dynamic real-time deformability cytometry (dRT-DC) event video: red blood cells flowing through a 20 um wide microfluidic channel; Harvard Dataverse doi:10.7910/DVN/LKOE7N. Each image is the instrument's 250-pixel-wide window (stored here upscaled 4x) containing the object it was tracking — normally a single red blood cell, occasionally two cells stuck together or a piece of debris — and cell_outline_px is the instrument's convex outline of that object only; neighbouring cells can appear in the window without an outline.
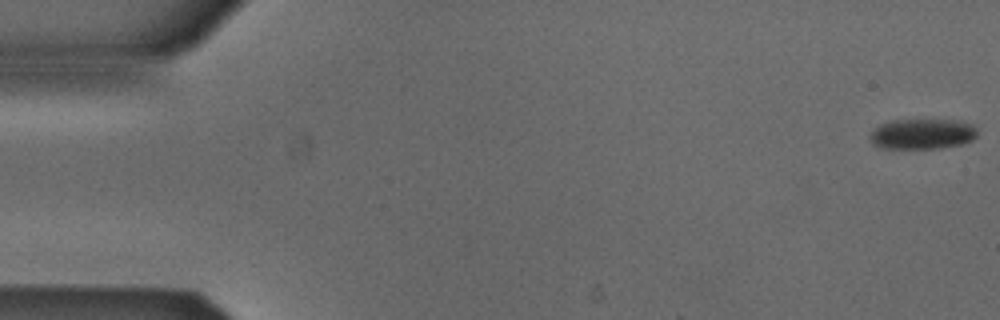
{"species": "Egyptian fruit bat (a non-hibernating species)", "species_latin": "Rousettus aegyptiacus", "temperature_condition": "cold", "stored_images_in_passage": 53, "camera_frame_rate_fps": 3000, "um_per_image_px": 0.085, "animal": {"sex": "male"}, "frame": {"image": 1, "passage_image": 1, "time_ms": 0.0, "image_size_px": [1000, 320], "cell_outline_px": [[976, 136], [972, 140], [964, 144], [940, 148], [880, 148], [872, 144], [868, 136], [880, 124], [892, 120], [960, 120], [972, 124], [976, 128]], "centroid_in_image_um": [78.4, 11.39], "position_along_channel_um": 6.6, "area_um2": 19.13}}
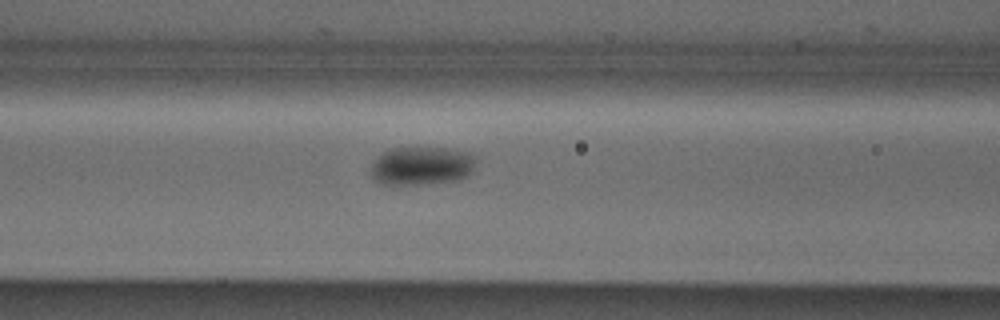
{"frame": {"image": 2, "passage_image": 22, "time_ms": 7.0, "image_size_px": [1000, 320], "cell_outline_px": [[476, 160], [472, 172], [468, 176], [460, 180], [392, 188], [380, 184], [368, 172], [368, 168], [372, 160], [376, 156], [388, 148], [452, 148], [468, 152], [476, 156]], "centroid_in_image_um": [35.76, 14.13], "position_along_channel_um": 130.8, "area_um2": 24.91}}
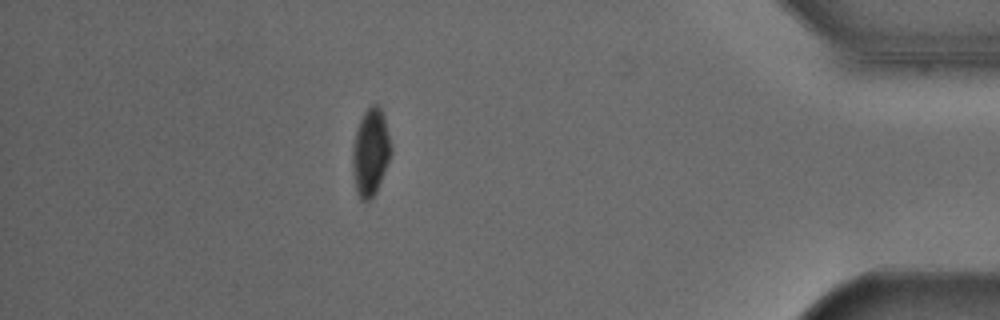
{"frame": {"image": 3, "passage_image": 47, "time_ms": 15.333, "image_size_px": [1000, 320], "cell_outline_px": [[392, 152], [376, 192], [368, 200], [360, 200], [356, 188], [352, 164], [352, 148], [356, 132], [360, 120], [364, 112], [372, 104], [376, 104], [380, 108], [384, 116], [392, 148]], "centroid_in_image_um": [31.5, 12.92], "position_along_channel_um": 403.7, "area_um2": 19.25}, "authors_computed_cell_mechanics": {"area_um2": 21.5016, "velocity_mm_per_s": 3.8594, "shape_relaxation_time_tau1_ms": 1.1634, "shape_relaxation_time_tau2_ms": null, "deformation_change_tau1": 0.0669, "deformation_change_tau2": null}}